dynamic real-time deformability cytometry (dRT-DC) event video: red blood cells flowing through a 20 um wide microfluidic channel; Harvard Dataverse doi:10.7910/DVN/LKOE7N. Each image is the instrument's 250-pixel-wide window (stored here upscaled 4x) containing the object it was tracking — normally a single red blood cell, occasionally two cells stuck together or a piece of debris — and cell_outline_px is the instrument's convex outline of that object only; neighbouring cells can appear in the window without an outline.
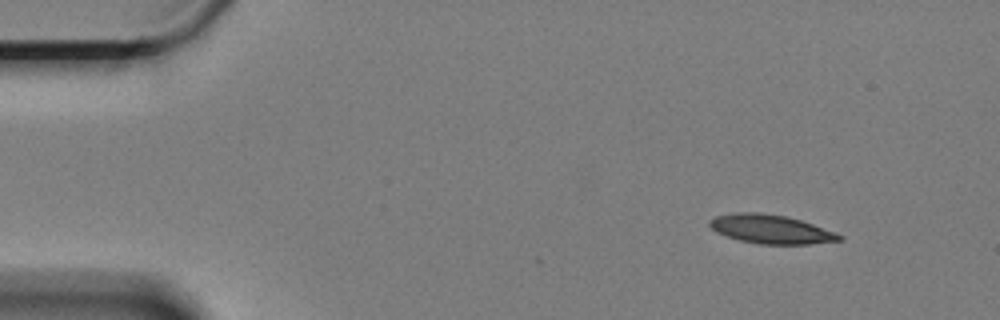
{"species": "Egyptian fruit bat (a non-hibernating species)", "species_latin": "Rousettus aegyptiacus", "temperature_condition": "cold", "stored_images_in_passage": 11, "camera_frame_rate_fps": 3000, "um_per_image_px": 0.085, "animal": {"sex": "female"}, "frame": {"image": 1, "passage_image": 6, "time_ms": 1.667, "image_size_px": [1000, 320], "cell_outline_px": [[844, 240], [808, 244], [760, 244], [740, 240], [716, 232], [708, 224], [708, 220], [716, 216], [736, 212], [760, 212], [784, 216], [800, 220], [836, 232], [844, 236]], "centroid_in_image_um": [65.53, 19.48], "position_along_channel_um": 19.5, "area_um2": 21.73}}